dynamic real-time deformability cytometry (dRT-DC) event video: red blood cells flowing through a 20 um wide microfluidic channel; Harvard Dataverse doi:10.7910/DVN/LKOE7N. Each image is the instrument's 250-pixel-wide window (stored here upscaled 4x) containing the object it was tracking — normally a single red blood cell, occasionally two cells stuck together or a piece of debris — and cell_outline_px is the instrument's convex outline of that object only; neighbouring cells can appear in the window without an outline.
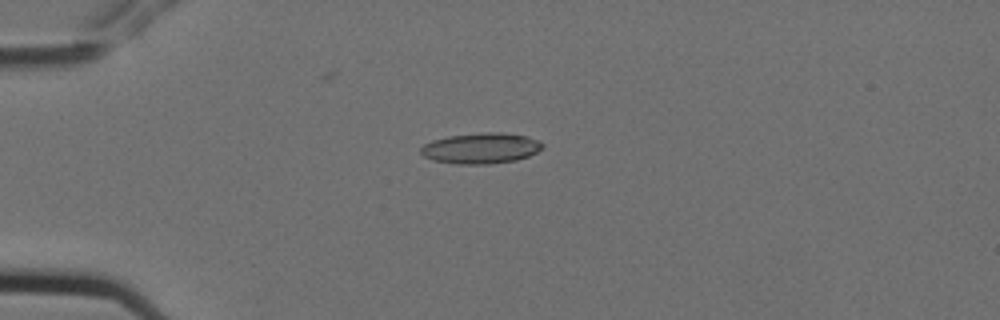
{"species": "Egyptian fruit bat (a non-hibernating species)", "species_latin": "Rousettus aegyptiacus", "temperature_condition": "cold", "stored_images_in_passage": 2, "camera_frame_rate_fps": 3000, "um_per_image_px": 0.085, "animal": {"sex": "female"}, "frame": {"image": 1, "passage_image": 1, "time_ms": 0.0, "image_size_px": [1000, 320], "cell_outline_px": [[544, 148], [528, 156], [516, 160], [488, 164], [456, 164], [432, 160], [424, 156], [420, 152], [420, 148], [424, 144], [432, 140], [448, 136], [484, 132], [500, 132], [528, 136], [544, 144]], "centroid_in_image_um": [40.87, 12.6], "position_along_channel_um": 44.1, "area_um2": 21.85}}